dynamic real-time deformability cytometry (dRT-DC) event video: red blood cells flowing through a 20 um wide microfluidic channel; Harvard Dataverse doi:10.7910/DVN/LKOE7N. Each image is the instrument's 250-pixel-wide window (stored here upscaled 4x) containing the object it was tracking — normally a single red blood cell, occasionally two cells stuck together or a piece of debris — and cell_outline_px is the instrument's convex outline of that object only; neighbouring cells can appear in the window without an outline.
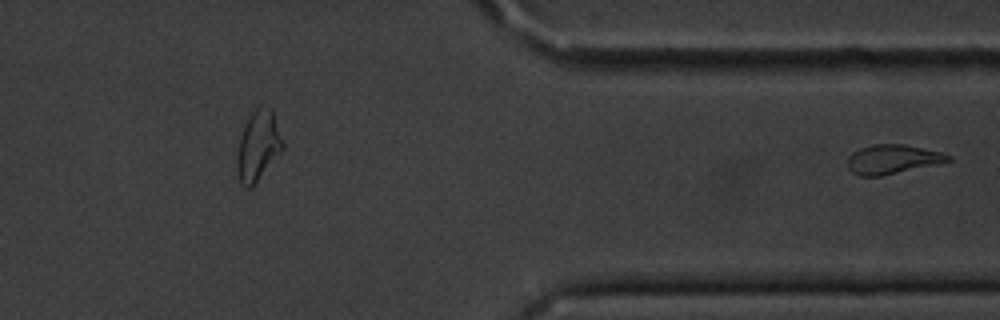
{"species": "common noctule bat (a hibernating species)", "species_latin": "Nyctalus noctula", "temperature_condition": "cold", "stored_images_in_passage": 42, "segment_of_instrument_passage": [2, 2], "camera_frame_rate_fps": 3000, "um_per_image_px": 0.085, "animal": {"sex": "male", "body_mass_g": 20.1, "forearm_length_mm": 53.5}, "frame": {"image": 1, "passage_image": 42, "time_ms": 13.667, "image_size_px": [1000, 320], "cell_outline_px": [[952, 160], [940, 164], [880, 176], [860, 176], [852, 172], [848, 168], [848, 156], [852, 152], [860, 148], [872, 144], [904, 144], [940, 152], [952, 156]], "centroid_in_image_um": [75.87, 13.54], "position_along_channel_um": 335.5, "area_um2": 17.22}}